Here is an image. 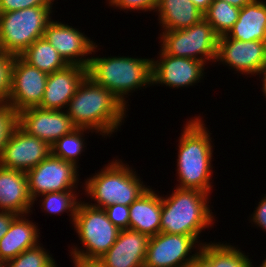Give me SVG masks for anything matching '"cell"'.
Returning <instances> with one entry per match:
<instances>
[{"mask_svg": "<svg viewBox=\"0 0 266 267\" xmlns=\"http://www.w3.org/2000/svg\"><path fill=\"white\" fill-rule=\"evenodd\" d=\"M125 107L111 91L86 76L70 99L66 112L76 127L109 136L121 126L128 110Z\"/></svg>", "mask_w": 266, "mask_h": 267, "instance_id": "6da1fadb", "label": "cell"}, {"mask_svg": "<svg viewBox=\"0 0 266 267\" xmlns=\"http://www.w3.org/2000/svg\"><path fill=\"white\" fill-rule=\"evenodd\" d=\"M197 116L185 124L179 139L177 176L180 189H197L210 194L212 146L210 132Z\"/></svg>", "mask_w": 266, "mask_h": 267, "instance_id": "7a4b0ae2", "label": "cell"}, {"mask_svg": "<svg viewBox=\"0 0 266 267\" xmlns=\"http://www.w3.org/2000/svg\"><path fill=\"white\" fill-rule=\"evenodd\" d=\"M174 189L170 196H161L160 232L193 236L198 241L202 230L214 224L209 194L197 189Z\"/></svg>", "mask_w": 266, "mask_h": 267, "instance_id": "3957f363", "label": "cell"}, {"mask_svg": "<svg viewBox=\"0 0 266 267\" xmlns=\"http://www.w3.org/2000/svg\"><path fill=\"white\" fill-rule=\"evenodd\" d=\"M87 76L127 106L125 95L146 85L152 86V58L90 57Z\"/></svg>", "mask_w": 266, "mask_h": 267, "instance_id": "277c9868", "label": "cell"}, {"mask_svg": "<svg viewBox=\"0 0 266 267\" xmlns=\"http://www.w3.org/2000/svg\"><path fill=\"white\" fill-rule=\"evenodd\" d=\"M107 165L84 184L86 194L97 202L88 203L90 206L100 209L113 204L129 206L148 189L129 165L117 159Z\"/></svg>", "mask_w": 266, "mask_h": 267, "instance_id": "5b68a950", "label": "cell"}, {"mask_svg": "<svg viewBox=\"0 0 266 267\" xmlns=\"http://www.w3.org/2000/svg\"><path fill=\"white\" fill-rule=\"evenodd\" d=\"M52 7L35 6L0 13V48L20 56L35 40L44 36Z\"/></svg>", "mask_w": 266, "mask_h": 267, "instance_id": "8992f818", "label": "cell"}, {"mask_svg": "<svg viewBox=\"0 0 266 267\" xmlns=\"http://www.w3.org/2000/svg\"><path fill=\"white\" fill-rule=\"evenodd\" d=\"M73 224L86 251L74 247L71 256L86 259H99L115 243L120 231L109 220L104 209L81 200Z\"/></svg>", "mask_w": 266, "mask_h": 267, "instance_id": "52a82bcc", "label": "cell"}, {"mask_svg": "<svg viewBox=\"0 0 266 267\" xmlns=\"http://www.w3.org/2000/svg\"><path fill=\"white\" fill-rule=\"evenodd\" d=\"M161 33L160 47L166 54L215 62L219 36L204 18L189 28Z\"/></svg>", "mask_w": 266, "mask_h": 267, "instance_id": "ba28073f", "label": "cell"}, {"mask_svg": "<svg viewBox=\"0 0 266 267\" xmlns=\"http://www.w3.org/2000/svg\"><path fill=\"white\" fill-rule=\"evenodd\" d=\"M198 243L193 236L160 232L149 239L143 267H191L198 263L199 253L190 255Z\"/></svg>", "mask_w": 266, "mask_h": 267, "instance_id": "9c48e42d", "label": "cell"}, {"mask_svg": "<svg viewBox=\"0 0 266 267\" xmlns=\"http://www.w3.org/2000/svg\"><path fill=\"white\" fill-rule=\"evenodd\" d=\"M77 168L73 163L51 154L26 172L30 198L34 202L44 193L74 190L79 181Z\"/></svg>", "mask_w": 266, "mask_h": 267, "instance_id": "30bf717a", "label": "cell"}, {"mask_svg": "<svg viewBox=\"0 0 266 267\" xmlns=\"http://www.w3.org/2000/svg\"><path fill=\"white\" fill-rule=\"evenodd\" d=\"M48 74L14 56L11 70V89L7 103L17 113L39 107L44 95Z\"/></svg>", "mask_w": 266, "mask_h": 267, "instance_id": "8fae6325", "label": "cell"}, {"mask_svg": "<svg viewBox=\"0 0 266 267\" xmlns=\"http://www.w3.org/2000/svg\"><path fill=\"white\" fill-rule=\"evenodd\" d=\"M51 154L52 149L48 142L28 135L17 125L0 156V166L27 172Z\"/></svg>", "mask_w": 266, "mask_h": 267, "instance_id": "7c38bea8", "label": "cell"}, {"mask_svg": "<svg viewBox=\"0 0 266 267\" xmlns=\"http://www.w3.org/2000/svg\"><path fill=\"white\" fill-rule=\"evenodd\" d=\"M216 61L225 63L240 74H257L266 66V41H239L220 36Z\"/></svg>", "mask_w": 266, "mask_h": 267, "instance_id": "4fadbf2b", "label": "cell"}, {"mask_svg": "<svg viewBox=\"0 0 266 267\" xmlns=\"http://www.w3.org/2000/svg\"><path fill=\"white\" fill-rule=\"evenodd\" d=\"M43 37L57 50L68 65L88 68L90 58H86V56L91 55L92 52L95 53L97 47L95 42L81 31L79 32L78 29L52 19L48 22Z\"/></svg>", "mask_w": 266, "mask_h": 267, "instance_id": "5bb4252c", "label": "cell"}, {"mask_svg": "<svg viewBox=\"0 0 266 267\" xmlns=\"http://www.w3.org/2000/svg\"><path fill=\"white\" fill-rule=\"evenodd\" d=\"M17 125L28 135L46 141L50 145L77 128L66 110H45L39 107L20 111Z\"/></svg>", "mask_w": 266, "mask_h": 267, "instance_id": "9a60e30c", "label": "cell"}, {"mask_svg": "<svg viewBox=\"0 0 266 267\" xmlns=\"http://www.w3.org/2000/svg\"><path fill=\"white\" fill-rule=\"evenodd\" d=\"M160 53V59H152V85L159 83L169 88H179L192 86L202 80L204 62L168 55L162 49Z\"/></svg>", "mask_w": 266, "mask_h": 267, "instance_id": "2e32d148", "label": "cell"}, {"mask_svg": "<svg viewBox=\"0 0 266 267\" xmlns=\"http://www.w3.org/2000/svg\"><path fill=\"white\" fill-rule=\"evenodd\" d=\"M149 239L136 230H120L115 243L98 260L104 267H143Z\"/></svg>", "mask_w": 266, "mask_h": 267, "instance_id": "e0dca14e", "label": "cell"}, {"mask_svg": "<svg viewBox=\"0 0 266 267\" xmlns=\"http://www.w3.org/2000/svg\"><path fill=\"white\" fill-rule=\"evenodd\" d=\"M86 76L87 68L78 65H67L61 70L48 74L39 108L45 110L67 108L70 99Z\"/></svg>", "mask_w": 266, "mask_h": 267, "instance_id": "ac0fdd59", "label": "cell"}, {"mask_svg": "<svg viewBox=\"0 0 266 267\" xmlns=\"http://www.w3.org/2000/svg\"><path fill=\"white\" fill-rule=\"evenodd\" d=\"M33 204L26 172L0 166V210L27 215Z\"/></svg>", "mask_w": 266, "mask_h": 267, "instance_id": "d6986e66", "label": "cell"}, {"mask_svg": "<svg viewBox=\"0 0 266 267\" xmlns=\"http://www.w3.org/2000/svg\"><path fill=\"white\" fill-rule=\"evenodd\" d=\"M161 196L148 188L137 200L129 205V229L149 237L160 233Z\"/></svg>", "mask_w": 266, "mask_h": 267, "instance_id": "ffe728a7", "label": "cell"}, {"mask_svg": "<svg viewBox=\"0 0 266 267\" xmlns=\"http://www.w3.org/2000/svg\"><path fill=\"white\" fill-rule=\"evenodd\" d=\"M25 215H18L8 232L0 239V261L8 262L26 249L38 245L39 229Z\"/></svg>", "mask_w": 266, "mask_h": 267, "instance_id": "44dd1931", "label": "cell"}, {"mask_svg": "<svg viewBox=\"0 0 266 267\" xmlns=\"http://www.w3.org/2000/svg\"><path fill=\"white\" fill-rule=\"evenodd\" d=\"M227 36L239 41H266V3L253 0L240 9Z\"/></svg>", "mask_w": 266, "mask_h": 267, "instance_id": "7402d4cb", "label": "cell"}, {"mask_svg": "<svg viewBox=\"0 0 266 267\" xmlns=\"http://www.w3.org/2000/svg\"><path fill=\"white\" fill-rule=\"evenodd\" d=\"M157 10L164 31L189 28L204 18L190 0H159Z\"/></svg>", "mask_w": 266, "mask_h": 267, "instance_id": "603a6c76", "label": "cell"}, {"mask_svg": "<svg viewBox=\"0 0 266 267\" xmlns=\"http://www.w3.org/2000/svg\"><path fill=\"white\" fill-rule=\"evenodd\" d=\"M198 253L203 267H254L248 255L226 243L202 244Z\"/></svg>", "mask_w": 266, "mask_h": 267, "instance_id": "cb8c5ba5", "label": "cell"}, {"mask_svg": "<svg viewBox=\"0 0 266 267\" xmlns=\"http://www.w3.org/2000/svg\"><path fill=\"white\" fill-rule=\"evenodd\" d=\"M20 56L46 74H52L68 65L45 37L35 40Z\"/></svg>", "mask_w": 266, "mask_h": 267, "instance_id": "d4e9b609", "label": "cell"}, {"mask_svg": "<svg viewBox=\"0 0 266 267\" xmlns=\"http://www.w3.org/2000/svg\"><path fill=\"white\" fill-rule=\"evenodd\" d=\"M240 8L225 1L213 0L204 12V19L213 27L220 37L227 35L238 20Z\"/></svg>", "mask_w": 266, "mask_h": 267, "instance_id": "484cf974", "label": "cell"}, {"mask_svg": "<svg viewBox=\"0 0 266 267\" xmlns=\"http://www.w3.org/2000/svg\"><path fill=\"white\" fill-rule=\"evenodd\" d=\"M91 130L88 128H75L71 133L59 138L51 145L52 155L54 157L63 159L64 161L73 163L77 166L78 155L83 151L84 146V131Z\"/></svg>", "mask_w": 266, "mask_h": 267, "instance_id": "4316f807", "label": "cell"}, {"mask_svg": "<svg viewBox=\"0 0 266 267\" xmlns=\"http://www.w3.org/2000/svg\"><path fill=\"white\" fill-rule=\"evenodd\" d=\"M75 190H66L63 192H49L44 193L42 202V209L47 213L60 214L63 212H70L72 223L74 222L75 215L79 206V201H77V196L74 192ZM68 210V211H67Z\"/></svg>", "mask_w": 266, "mask_h": 267, "instance_id": "83f0119b", "label": "cell"}, {"mask_svg": "<svg viewBox=\"0 0 266 267\" xmlns=\"http://www.w3.org/2000/svg\"><path fill=\"white\" fill-rule=\"evenodd\" d=\"M26 249L14 259L6 262L7 267H57L52 255L40 246Z\"/></svg>", "mask_w": 266, "mask_h": 267, "instance_id": "f1b7e54d", "label": "cell"}, {"mask_svg": "<svg viewBox=\"0 0 266 267\" xmlns=\"http://www.w3.org/2000/svg\"><path fill=\"white\" fill-rule=\"evenodd\" d=\"M18 123V113L7 102H0V156Z\"/></svg>", "mask_w": 266, "mask_h": 267, "instance_id": "f546056e", "label": "cell"}, {"mask_svg": "<svg viewBox=\"0 0 266 267\" xmlns=\"http://www.w3.org/2000/svg\"><path fill=\"white\" fill-rule=\"evenodd\" d=\"M14 56L0 48V102H7L11 89V70Z\"/></svg>", "mask_w": 266, "mask_h": 267, "instance_id": "4dcf8cb0", "label": "cell"}, {"mask_svg": "<svg viewBox=\"0 0 266 267\" xmlns=\"http://www.w3.org/2000/svg\"><path fill=\"white\" fill-rule=\"evenodd\" d=\"M52 2L54 0H0V13L18 11L35 6L53 7Z\"/></svg>", "mask_w": 266, "mask_h": 267, "instance_id": "1f68e13d", "label": "cell"}, {"mask_svg": "<svg viewBox=\"0 0 266 267\" xmlns=\"http://www.w3.org/2000/svg\"><path fill=\"white\" fill-rule=\"evenodd\" d=\"M109 220L120 230L129 229V206L113 204L104 209Z\"/></svg>", "mask_w": 266, "mask_h": 267, "instance_id": "d6a6232c", "label": "cell"}, {"mask_svg": "<svg viewBox=\"0 0 266 267\" xmlns=\"http://www.w3.org/2000/svg\"><path fill=\"white\" fill-rule=\"evenodd\" d=\"M110 6L124 10L157 11L159 0H108Z\"/></svg>", "mask_w": 266, "mask_h": 267, "instance_id": "836d02e7", "label": "cell"}, {"mask_svg": "<svg viewBox=\"0 0 266 267\" xmlns=\"http://www.w3.org/2000/svg\"><path fill=\"white\" fill-rule=\"evenodd\" d=\"M252 216V221L266 231V196L261 199Z\"/></svg>", "mask_w": 266, "mask_h": 267, "instance_id": "e575fe53", "label": "cell"}, {"mask_svg": "<svg viewBox=\"0 0 266 267\" xmlns=\"http://www.w3.org/2000/svg\"><path fill=\"white\" fill-rule=\"evenodd\" d=\"M17 216L14 212L0 210V239L8 232L12 221Z\"/></svg>", "mask_w": 266, "mask_h": 267, "instance_id": "d590c367", "label": "cell"}, {"mask_svg": "<svg viewBox=\"0 0 266 267\" xmlns=\"http://www.w3.org/2000/svg\"><path fill=\"white\" fill-rule=\"evenodd\" d=\"M75 267H104L98 259H86L72 256Z\"/></svg>", "mask_w": 266, "mask_h": 267, "instance_id": "8d00e7d4", "label": "cell"}, {"mask_svg": "<svg viewBox=\"0 0 266 267\" xmlns=\"http://www.w3.org/2000/svg\"><path fill=\"white\" fill-rule=\"evenodd\" d=\"M193 4L202 12L204 13L208 7L211 5L213 0H190Z\"/></svg>", "mask_w": 266, "mask_h": 267, "instance_id": "74e56055", "label": "cell"}, {"mask_svg": "<svg viewBox=\"0 0 266 267\" xmlns=\"http://www.w3.org/2000/svg\"><path fill=\"white\" fill-rule=\"evenodd\" d=\"M225 1L228 4H231L232 6L238 7V8H243L246 4H249L253 0H221Z\"/></svg>", "mask_w": 266, "mask_h": 267, "instance_id": "f35d334b", "label": "cell"}, {"mask_svg": "<svg viewBox=\"0 0 266 267\" xmlns=\"http://www.w3.org/2000/svg\"><path fill=\"white\" fill-rule=\"evenodd\" d=\"M260 76L262 75V83H263V88H262V92L263 95L266 97V66L258 73Z\"/></svg>", "mask_w": 266, "mask_h": 267, "instance_id": "ab89813d", "label": "cell"}, {"mask_svg": "<svg viewBox=\"0 0 266 267\" xmlns=\"http://www.w3.org/2000/svg\"><path fill=\"white\" fill-rule=\"evenodd\" d=\"M0 267H7V266H6V263L3 262V261H0Z\"/></svg>", "mask_w": 266, "mask_h": 267, "instance_id": "60d3db41", "label": "cell"}, {"mask_svg": "<svg viewBox=\"0 0 266 267\" xmlns=\"http://www.w3.org/2000/svg\"><path fill=\"white\" fill-rule=\"evenodd\" d=\"M260 267H266V258H265V260L262 262V264L260 265Z\"/></svg>", "mask_w": 266, "mask_h": 267, "instance_id": "b9f144b4", "label": "cell"}, {"mask_svg": "<svg viewBox=\"0 0 266 267\" xmlns=\"http://www.w3.org/2000/svg\"><path fill=\"white\" fill-rule=\"evenodd\" d=\"M191 267H203L199 262Z\"/></svg>", "mask_w": 266, "mask_h": 267, "instance_id": "7bdbcfd3", "label": "cell"}]
</instances>
